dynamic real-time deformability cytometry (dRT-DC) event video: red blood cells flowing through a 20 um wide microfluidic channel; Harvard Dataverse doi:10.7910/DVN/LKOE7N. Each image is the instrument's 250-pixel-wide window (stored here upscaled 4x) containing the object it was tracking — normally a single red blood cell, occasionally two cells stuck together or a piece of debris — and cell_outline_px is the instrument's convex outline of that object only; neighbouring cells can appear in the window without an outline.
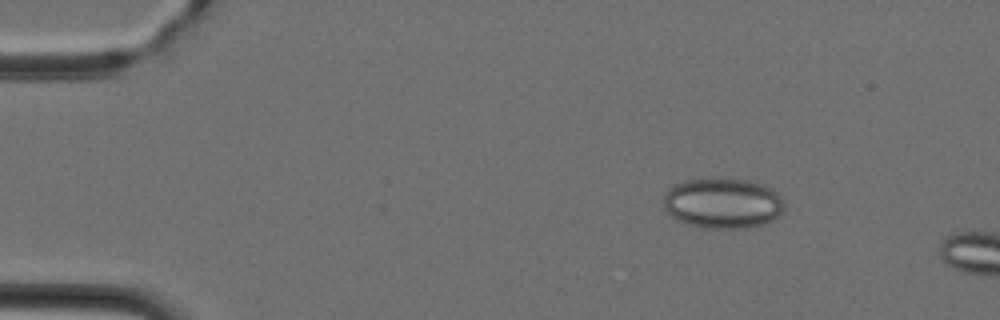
{"species": "Egyptian fruit bat (a non-hibernating species)", "species_latin": "Rousettus aegyptiacus", "temperature_condition": "cold", "stored_images_in_passage": 11, "camera_frame_rate_fps": 3000, "um_per_image_px": 0.085, "animal": {"sex": "female"}, "frame": {"image": 1, "passage_image": 7, "time_ms": 2.0, "image_size_px": [1000, 320], "cell_outline_px": [[784, 208], [772, 220], [764, 224], [748, 228], [704, 228], [688, 224], [672, 216], [664, 208], [664, 196], [668, 188], [672, 184], [684, 180], [744, 180], [760, 184], [772, 188], [784, 200]], "centroid_in_image_um": [61.43, 17.29], "position_along_channel_um": 23.6, "area_um2": 35.08}}